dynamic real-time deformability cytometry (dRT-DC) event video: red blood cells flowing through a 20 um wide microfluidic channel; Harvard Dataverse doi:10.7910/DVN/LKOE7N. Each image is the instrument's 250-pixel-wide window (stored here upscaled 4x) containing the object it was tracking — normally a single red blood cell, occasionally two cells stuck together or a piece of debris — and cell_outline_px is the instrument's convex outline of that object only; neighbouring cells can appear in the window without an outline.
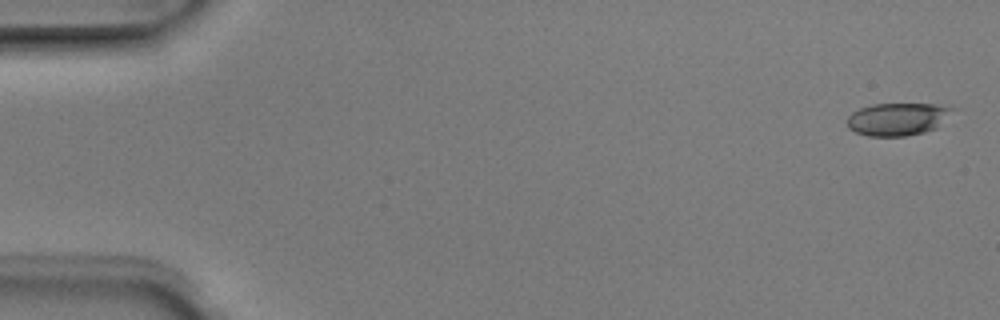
{"species": "Egyptian fruit bat (a non-hibernating species)", "species_latin": "Rousettus aegyptiacus", "temperature_condition": "room temperature", "stored_images_in_passage": 3, "camera_frame_rate_fps": 3000, "um_per_image_px": 0.085, "animal": {"sex": "male"}, "frame": {"image": 1, "passage_image": 1, "time_ms": 0.0, "image_size_px": [1000, 320], "cell_outline_px": [[956, 108], [936, 128], [924, 132], [904, 136], [868, 136], [856, 132], [848, 128], [848, 116], [852, 112], [860, 108], [872, 104], [936, 104]], "centroid_in_image_um": [76.29, 10.12], "position_along_channel_um": 8.7, "area_um2": 19.94}}